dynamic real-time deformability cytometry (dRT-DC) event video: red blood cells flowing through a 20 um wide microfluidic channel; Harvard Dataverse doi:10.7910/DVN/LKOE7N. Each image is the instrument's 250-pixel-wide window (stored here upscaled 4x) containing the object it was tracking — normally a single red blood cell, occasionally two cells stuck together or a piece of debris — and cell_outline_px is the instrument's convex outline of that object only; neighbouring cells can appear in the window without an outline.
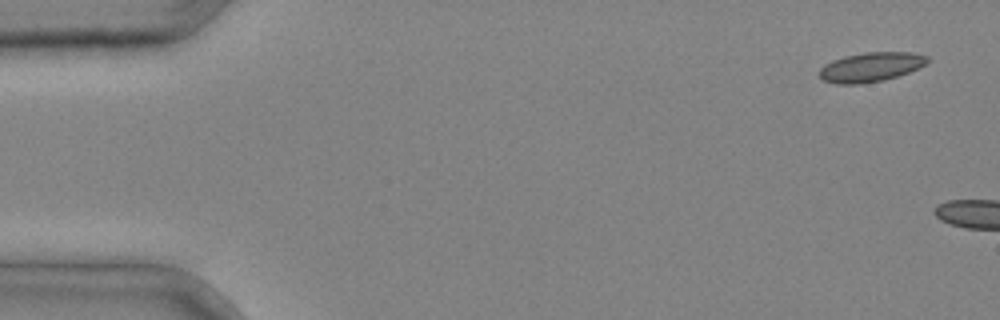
{"species": "common noctule bat (a hibernating species)", "species_latin": "Nyctalus noctula", "temperature_condition": "cold", "stored_images_in_passage": 4, "camera_frame_rate_fps": 3000, "um_per_image_px": 0.085, "animal": {"sex": "male", "body_mass_g": 20.4}, "frame": {"image": 1, "passage_image": 1, "time_ms": 0.0, "image_size_px": [1000, 320], "cell_outline_px": [[932, 60], [920, 68], [884, 80], [860, 84], [836, 84], [824, 80], [820, 76], [820, 68], [824, 64], [832, 60], [844, 56], [864, 52], [912, 52], [928, 56]], "centroid_in_image_um": [74.05, 5.69], "position_along_channel_um": 10.9, "area_um2": 18.67}}
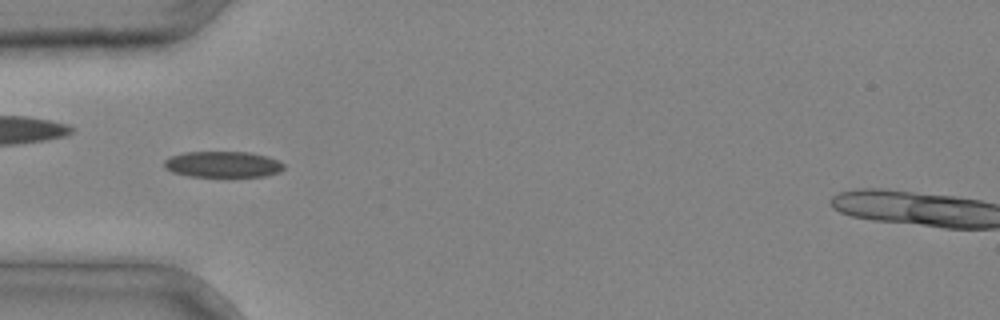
{"frame": {"image": 2, "passage_image": 4, "time_ms": 1.0, "image_size_px": [1000, 320], "cell_outline_px": [[284, 168], [280, 172], [264, 176], [228, 180], [188, 176], [172, 172], [164, 168], [164, 160], [172, 156], [184, 152], [252, 152], [268, 156], [284, 164]], "centroid_in_image_um": [18.96, 14.03], "position_along_channel_um": 66.0, "area_um2": 19.25}}